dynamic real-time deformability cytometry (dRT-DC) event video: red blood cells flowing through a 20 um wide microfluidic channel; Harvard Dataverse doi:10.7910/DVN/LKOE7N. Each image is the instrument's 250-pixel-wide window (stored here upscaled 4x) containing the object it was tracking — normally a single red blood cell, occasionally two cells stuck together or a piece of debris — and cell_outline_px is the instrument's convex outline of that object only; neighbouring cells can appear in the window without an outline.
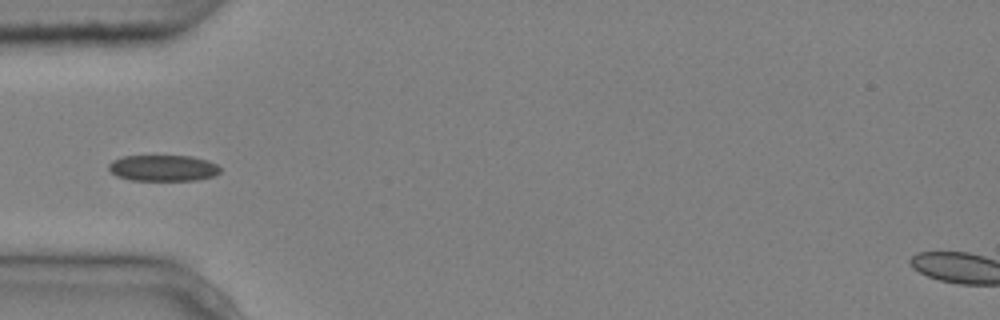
{"species": "common noctule bat (a hibernating species)", "species_latin": "Nyctalus noctula", "temperature_condition": "cold", "stored_images_in_passage": 6, "camera_frame_rate_fps": 3000, "um_per_image_px": 0.085, "animal": {"sex": "male", "body_mass_g": 20.4}, "frame": {"image": 1, "passage_image": 5, "time_ms": 1.333, "image_size_px": [1000, 320], "cell_outline_px": [[220, 172], [212, 176], [196, 180], [132, 180], [116, 176], [108, 168], [108, 164], [112, 160], [124, 156], [192, 156], [208, 160], [216, 164], [220, 168]], "centroid_in_image_um": [13.85, 14.28], "position_along_channel_um": 71.1, "area_um2": 16.94}}